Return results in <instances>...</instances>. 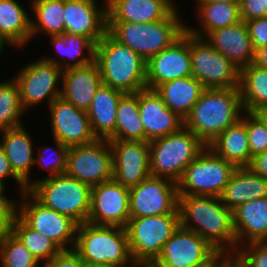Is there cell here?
Listing matches in <instances>:
<instances>
[{
    "instance_id": "obj_1",
    "label": "cell",
    "mask_w": 267,
    "mask_h": 267,
    "mask_svg": "<svg viewBox=\"0 0 267 267\" xmlns=\"http://www.w3.org/2000/svg\"><path fill=\"white\" fill-rule=\"evenodd\" d=\"M180 226L205 238L221 255L237 250L232 211L220 197L178 195Z\"/></svg>"
},
{
    "instance_id": "obj_2",
    "label": "cell",
    "mask_w": 267,
    "mask_h": 267,
    "mask_svg": "<svg viewBox=\"0 0 267 267\" xmlns=\"http://www.w3.org/2000/svg\"><path fill=\"white\" fill-rule=\"evenodd\" d=\"M243 113L239 87L205 88L185 118L184 127L209 146L221 132L238 122Z\"/></svg>"
},
{
    "instance_id": "obj_3",
    "label": "cell",
    "mask_w": 267,
    "mask_h": 267,
    "mask_svg": "<svg viewBox=\"0 0 267 267\" xmlns=\"http://www.w3.org/2000/svg\"><path fill=\"white\" fill-rule=\"evenodd\" d=\"M94 61L98 64L102 84L123 93H136L146 88L147 61L108 32L95 45Z\"/></svg>"
},
{
    "instance_id": "obj_4",
    "label": "cell",
    "mask_w": 267,
    "mask_h": 267,
    "mask_svg": "<svg viewBox=\"0 0 267 267\" xmlns=\"http://www.w3.org/2000/svg\"><path fill=\"white\" fill-rule=\"evenodd\" d=\"M175 8L164 20L150 23L107 22V32L145 61L169 48L186 31V23Z\"/></svg>"
},
{
    "instance_id": "obj_5",
    "label": "cell",
    "mask_w": 267,
    "mask_h": 267,
    "mask_svg": "<svg viewBox=\"0 0 267 267\" xmlns=\"http://www.w3.org/2000/svg\"><path fill=\"white\" fill-rule=\"evenodd\" d=\"M73 250L86 262L136 267L129 251L127 232L123 227L88 222L79 224Z\"/></svg>"
},
{
    "instance_id": "obj_6",
    "label": "cell",
    "mask_w": 267,
    "mask_h": 267,
    "mask_svg": "<svg viewBox=\"0 0 267 267\" xmlns=\"http://www.w3.org/2000/svg\"><path fill=\"white\" fill-rule=\"evenodd\" d=\"M92 187L66 173L32 180L28 190L44 206L66 215L78 224L87 222Z\"/></svg>"
},
{
    "instance_id": "obj_7",
    "label": "cell",
    "mask_w": 267,
    "mask_h": 267,
    "mask_svg": "<svg viewBox=\"0 0 267 267\" xmlns=\"http://www.w3.org/2000/svg\"><path fill=\"white\" fill-rule=\"evenodd\" d=\"M150 175L178 182L185 168L207 147L184 126L175 133L152 140Z\"/></svg>"
},
{
    "instance_id": "obj_8",
    "label": "cell",
    "mask_w": 267,
    "mask_h": 267,
    "mask_svg": "<svg viewBox=\"0 0 267 267\" xmlns=\"http://www.w3.org/2000/svg\"><path fill=\"white\" fill-rule=\"evenodd\" d=\"M179 226L180 214L130 218L125 229L133 262L151 265Z\"/></svg>"
},
{
    "instance_id": "obj_9",
    "label": "cell",
    "mask_w": 267,
    "mask_h": 267,
    "mask_svg": "<svg viewBox=\"0 0 267 267\" xmlns=\"http://www.w3.org/2000/svg\"><path fill=\"white\" fill-rule=\"evenodd\" d=\"M236 167L208 146L185 168L177 182L178 195L220 197Z\"/></svg>"
},
{
    "instance_id": "obj_10",
    "label": "cell",
    "mask_w": 267,
    "mask_h": 267,
    "mask_svg": "<svg viewBox=\"0 0 267 267\" xmlns=\"http://www.w3.org/2000/svg\"><path fill=\"white\" fill-rule=\"evenodd\" d=\"M18 216L32 229L51 239L61 250L73 249L78 223L40 203L28 190L21 193Z\"/></svg>"
},
{
    "instance_id": "obj_11",
    "label": "cell",
    "mask_w": 267,
    "mask_h": 267,
    "mask_svg": "<svg viewBox=\"0 0 267 267\" xmlns=\"http://www.w3.org/2000/svg\"><path fill=\"white\" fill-rule=\"evenodd\" d=\"M18 69L13 78L18 83L20 101L26 112L34 109V106L40 105V103L45 102L49 106L60 97L61 84L59 83L62 81L63 70L59 66L40 56Z\"/></svg>"
},
{
    "instance_id": "obj_12",
    "label": "cell",
    "mask_w": 267,
    "mask_h": 267,
    "mask_svg": "<svg viewBox=\"0 0 267 267\" xmlns=\"http://www.w3.org/2000/svg\"><path fill=\"white\" fill-rule=\"evenodd\" d=\"M220 255L205 238L179 226L151 266L209 267Z\"/></svg>"
},
{
    "instance_id": "obj_13",
    "label": "cell",
    "mask_w": 267,
    "mask_h": 267,
    "mask_svg": "<svg viewBox=\"0 0 267 267\" xmlns=\"http://www.w3.org/2000/svg\"><path fill=\"white\" fill-rule=\"evenodd\" d=\"M192 77L204 88L239 87L240 70L204 38L190 34Z\"/></svg>"
},
{
    "instance_id": "obj_14",
    "label": "cell",
    "mask_w": 267,
    "mask_h": 267,
    "mask_svg": "<svg viewBox=\"0 0 267 267\" xmlns=\"http://www.w3.org/2000/svg\"><path fill=\"white\" fill-rule=\"evenodd\" d=\"M112 149L109 140L69 147L66 174L93 187L112 180Z\"/></svg>"
},
{
    "instance_id": "obj_15",
    "label": "cell",
    "mask_w": 267,
    "mask_h": 267,
    "mask_svg": "<svg viewBox=\"0 0 267 267\" xmlns=\"http://www.w3.org/2000/svg\"><path fill=\"white\" fill-rule=\"evenodd\" d=\"M129 207L130 218L179 214L177 183L150 175L129 188Z\"/></svg>"
},
{
    "instance_id": "obj_16",
    "label": "cell",
    "mask_w": 267,
    "mask_h": 267,
    "mask_svg": "<svg viewBox=\"0 0 267 267\" xmlns=\"http://www.w3.org/2000/svg\"><path fill=\"white\" fill-rule=\"evenodd\" d=\"M129 219V188L113 179L92 187L88 223L125 228Z\"/></svg>"
},
{
    "instance_id": "obj_17",
    "label": "cell",
    "mask_w": 267,
    "mask_h": 267,
    "mask_svg": "<svg viewBox=\"0 0 267 267\" xmlns=\"http://www.w3.org/2000/svg\"><path fill=\"white\" fill-rule=\"evenodd\" d=\"M112 149V179L131 188L150 176L149 141L109 140Z\"/></svg>"
},
{
    "instance_id": "obj_18",
    "label": "cell",
    "mask_w": 267,
    "mask_h": 267,
    "mask_svg": "<svg viewBox=\"0 0 267 267\" xmlns=\"http://www.w3.org/2000/svg\"><path fill=\"white\" fill-rule=\"evenodd\" d=\"M192 76L190 33L185 31L169 48L163 49L146 63V88L178 78Z\"/></svg>"
},
{
    "instance_id": "obj_19",
    "label": "cell",
    "mask_w": 267,
    "mask_h": 267,
    "mask_svg": "<svg viewBox=\"0 0 267 267\" xmlns=\"http://www.w3.org/2000/svg\"><path fill=\"white\" fill-rule=\"evenodd\" d=\"M48 107L52 138L68 147L88 144L96 140L87 111L78 109L61 96Z\"/></svg>"
},
{
    "instance_id": "obj_20",
    "label": "cell",
    "mask_w": 267,
    "mask_h": 267,
    "mask_svg": "<svg viewBox=\"0 0 267 267\" xmlns=\"http://www.w3.org/2000/svg\"><path fill=\"white\" fill-rule=\"evenodd\" d=\"M99 5L96 0H64L65 32L86 36L96 45L107 32V3Z\"/></svg>"
},
{
    "instance_id": "obj_21",
    "label": "cell",
    "mask_w": 267,
    "mask_h": 267,
    "mask_svg": "<svg viewBox=\"0 0 267 267\" xmlns=\"http://www.w3.org/2000/svg\"><path fill=\"white\" fill-rule=\"evenodd\" d=\"M138 104L145 141L150 142L178 132L184 126V120L171 111L153 89L138 91Z\"/></svg>"
},
{
    "instance_id": "obj_22",
    "label": "cell",
    "mask_w": 267,
    "mask_h": 267,
    "mask_svg": "<svg viewBox=\"0 0 267 267\" xmlns=\"http://www.w3.org/2000/svg\"><path fill=\"white\" fill-rule=\"evenodd\" d=\"M204 39L223 54L239 70L249 66L254 59V49L245 22L213 30Z\"/></svg>"
},
{
    "instance_id": "obj_23",
    "label": "cell",
    "mask_w": 267,
    "mask_h": 267,
    "mask_svg": "<svg viewBox=\"0 0 267 267\" xmlns=\"http://www.w3.org/2000/svg\"><path fill=\"white\" fill-rule=\"evenodd\" d=\"M61 97L78 109L87 111L96 90L102 85L98 64H91L63 70Z\"/></svg>"
},
{
    "instance_id": "obj_24",
    "label": "cell",
    "mask_w": 267,
    "mask_h": 267,
    "mask_svg": "<svg viewBox=\"0 0 267 267\" xmlns=\"http://www.w3.org/2000/svg\"><path fill=\"white\" fill-rule=\"evenodd\" d=\"M0 146L4 149L14 173L25 183L26 190L32 187L31 170L34 166L35 145L29 131L20 126L0 131Z\"/></svg>"
},
{
    "instance_id": "obj_25",
    "label": "cell",
    "mask_w": 267,
    "mask_h": 267,
    "mask_svg": "<svg viewBox=\"0 0 267 267\" xmlns=\"http://www.w3.org/2000/svg\"><path fill=\"white\" fill-rule=\"evenodd\" d=\"M175 8L169 0H110L107 3V22L161 21Z\"/></svg>"
},
{
    "instance_id": "obj_26",
    "label": "cell",
    "mask_w": 267,
    "mask_h": 267,
    "mask_svg": "<svg viewBox=\"0 0 267 267\" xmlns=\"http://www.w3.org/2000/svg\"><path fill=\"white\" fill-rule=\"evenodd\" d=\"M237 248L267 241V197L252 199L232 211Z\"/></svg>"
},
{
    "instance_id": "obj_27",
    "label": "cell",
    "mask_w": 267,
    "mask_h": 267,
    "mask_svg": "<svg viewBox=\"0 0 267 267\" xmlns=\"http://www.w3.org/2000/svg\"><path fill=\"white\" fill-rule=\"evenodd\" d=\"M124 94L122 91L104 84L96 90L87 110L91 129L96 139L114 140L117 106Z\"/></svg>"
},
{
    "instance_id": "obj_28",
    "label": "cell",
    "mask_w": 267,
    "mask_h": 267,
    "mask_svg": "<svg viewBox=\"0 0 267 267\" xmlns=\"http://www.w3.org/2000/svg\"><path fill=\"white\" fill-rule=\"evenodd\" d=\"M56 51V57L43 55L42 58L54 63L62 70L91 64L95 56V44L86 36L65 32L63 35L48 36ZM58 54V55H57ZM64 57L66 59H64ZM66 61V62H65Z\"/></svg>"
},
{
    "instance_id": "obj_29",
    "label": "cell",
    "mask_w": 267,
    "mask_h": 267,
    "mask_svg": "<svg viewBox=\"0 0 267 267\" xmlns=\"http://www.w3.org/2000/svg\"><path fill=\"white\" fill-rule=\"evenodd\" d=\"M267 197V180L256 175L249 167H236L220 199L233 211L252 199Z\"/></svg>"
},
{
    "instance_id": "obj_30",
    "label": "cell",
    "mask_w": 267,
    "mask_h": 267,
    "mask_svg": "<svg viewBox=\"0 0 267 267\" xmlns=\"http://www.w3.org/2000/svg\"><path fill=\"white\" fill-rule=\"evenodd\" d=\"M208 147L235 167H248L252 158L248 145L246 112L238 122L221 132Z\"/></svg>"
},
{
    "instance_id": "obj_31",
    "label": "cell",
    "mask_w": 267,
    "mask_h": 267,
    "mask_svg": "<svg viewBox=\"0 0 267 267\" xmlns=\"http://www.w3.org/2000/svg\"><path fill=\"white\" fill-rule=\"evenodd\" d=\"M204 89L201 82L189 76L165 82L155 91L171 111L185 120Z\"/></svg>"
},
{
    "instance_id": "obj_32",
    "label": "cell",
    "mask_w": 267,
    "mask_h": 267,
    "mask_svg": "<svg viewBox=\"0 0 267 267\" xmlns=\"http://www.w3.org/2000/svg\"><path fill=\"white\" fill-rule=\"evenodd\" d=\"M195 7L199 27L186 24V31L196 37L204 38L213 30L232 26L242 21L239 5L215 2L196 3Z\"/></svg>"
},
{
    "instance_id": "obj_33",
    "label": "cell",
    "mask_w": 267,
    "mask_h": 267,
    "mask_svg": "<svg viewBox=\"0 0 267 267\" xmlns=\"http://www.w3.org/2000/svg\"><path fill=\"white\" fill-rule=\"evenodd\" d=\"M25 9L18 0H0V34L20 49L31 41V16Z\"/></svg>"
},
{
    "instance_id": "obj_34",
    "label": "cell",
    "mask_w": 267,
    "mask_h": 267,
    "mask_svg": "<svg viewBox=\"0 0 267 267\" xmlns=\"http://www.w3.org/2000/svg\"><path fill=\"white\" fill-rule=\"evenodd\" d=\"M239 89L244 112H267V69L253 63L241 69Z\"/></svg>"
},
{
    "instance_id": "obj_35",
    "label": "cell",
    "mask_w": 267,
    "mask_h": 267,
    "mask_svg": "<svg viewBox=\"0 0 267 267\" xmlns=\"http://www.w3.org/2000/svg\"><path fill=\"white\" fill-rule=\"evenodd\" d=\"M29 4L31 41L39 33H46V36L65 33L64 0H34Z\"/></svg>"
},
{
    "instance_id": "obj_36",
    "label": "cell",
    "mask_w": 267,
    "mask_h": 267,
    "mask_svg": "<svg viewBox=\"0 0 267 267\" xmlns=\"http://www.w3.org/2000/svg\"><path fill=\"white\" fill-rule=\"evenodd\" d=\"M114 140L145 141V131L139 114L138 92L125 93L120 98Z\"/></svg>"
},
{
    "instance_id": "obj_37",
    "label": "cell",
    "mask_w": 267,
    "mask_h": 267,
    "mask_svg": "<svg viewBox=\"0 0 267 267\" xmlns=\"http://www.w3.org/2000/svg\"><path fill=\"white\" fill-rule=\"evenodd\" d=\"M12 233L42 265L62 251L51 239L29 227L18 215L13 222Z\"/></svg>"
},
{
    "instance_id": "obj_38",
    "label": "cell",
    "mask_w": 267,
    "mask_h": 267,
    "mask_svg": "<svg viewBox=\"0 0 267 267\" xmlns=\"http://www.w3.org/2000/svg\"><path fill=\"white\" fill-rule=\"evenodd\" d=\"M24 114L27 113L22 107L16 80H0V131L23 126Z\"/></svg>"
},
{
    "instance_id": "obj_39",
    "label": "cell",
    "mask_w": 267,
    "mask_h": 267,
    "mask_svg": "<svg viewBox=\"0 0 267 267\" xmlns=\"http://www.w3.org/2000/svg\"><path fill=\"white\" fill-rule=\"evenodd\" d=\"M0 265L2 267H43L13 233L0 244Z\"/></svg>"
},
{
    "instance_id": "obj_40",
    "label": "cell",
    "mask_w": 267,
    "mask_h": 267,
    "mask_svg": "<svg viewBox=\"0 0 267 267\" xmlns=\"http://www.w3.org/2000/svg\"><path fill=\"white\" fill-rule=\"evenodd\" d=\"M53 141L55 143L54 147L44 145L43 148L37 150V156L35 155L34 165H38L40 169L43 168V170L49 172L47 176L42 179L52 178L56 175L63 174L67 169V153L69 147L62 144L57 139L53 138Z\"/></svg>"
},
{
    "instance_id": "obj_41",
    "label": "cell",
    "mask_w": 267,
    "mask_h": 267,
    "mask_svg": "<svg viewBox=\"0 0 267 267\" xmlns=\"http://www.w3.org/2000/svg\"><path fill=\"white\" fill-rule=\"evenodd\" d=\"M246 129L251 158L267 150V112H246Z\"/></svg>"
},
{
    "instance_id": "obj_42",
    "label": "cell",
    "mask_w": 267,
    "mask_h": 267,
    "mask_svg": "<svg viewBox=\"0 0 267 267\" xmlns=\"http://www.w3.org/2000/svg\"><path fill=\"white\" fill-rule=\"evenodd\" d=\"M234 255L246 267H267V241L244 244Z\"/></svg>"
},
{
    "instance_id": "obj_43",
    "label": "cell",
    "mask_w": 267,
    "mask_h": 267,
    "mask_svg": "<svg viewBox=\"0 0 267 267\" xmlns=\"http://www.w3.org/2000/svg\"><path fill=\"white\" fill-rule=\"evenodd\" d=\"M18 201L0 196V244L12 233L13 222L18 215Z\"/></svg>"
},
{
    "instance_id": "obj_44",
    "label": "cell",
    "mask_w": 267,
    "mask_h": 267,
    "mask_svg": "<svg viewBox=\"0 0 267 267\" xmlns=\"http://www.w3.org/2000/svg\"><path fill=\"white\" fill-rule=\"evenodd\" d=\"M252 47L255 50L267 45V17H260L245 22Z\"/></svg>"
},
{
    "instance_id": "obj_45",
    "label": "cell",
    "mask_w": 267,
    "mask_h": 267,
    "mask_svg": "<svg viewBox=\"0 0 267 267\" xmlns=\"http://www.w3.org/2000/svg\"><path fill=\"white\" fill-rule=\"evenodd\" d=\"M239 8L243 22L254 18L267 17L266 0H240Z\"/></svg>"
},
{
    "instance_id": "obj_46",
    "label": "cell",
    "mask_w": 267,
    "mask_h": 267,
    "mask_svg": "<svg viewBox=\"0 0 267 267\" xmlns=\"http://www.w3.org/2000/svg\"><path fill=\"white\" fill-rule=\"evenodd\" d=\"M83 260L73 250H62L58 255L49 260L43 267H82Z\"/></svg>"
},
{
    "instance_id": "obj_47",
    "label": "cell",
    "mask_w": 267,
    "mask_h": 267,
    "mask_svg": "<svg viewBox=\"0 0 267 267\" xmlns=\"http://www.w3.org/2000/svg\"><path fill=\"white\" fill-rule=\"evenodd\" d=\"M7 178H11L15 180V182L19 186V193H23L26 191L25 183L14 173L9 160L6 157L4 149L0 146V181L7 187L6 181Z\"/></svg>"
},
{
    "instance_id": "obj_48",
    "label": "cell",
    "mask_w": 267,
    "mask_h": 267,
    "mask_svg": "<svg viewBox=\"0 0 267 267\" xmlns=\"http://www.w3.org/2000/svg\"><path fill=\"white\" fill-rule=\"evenodd\" d=\"M248 167L267 180V150L253 157Z\"/></svg>"
},
{
    "instance_id": "obj_49",
    "label": "cell",
    "mask_w": 267,
    "mask_h": 267,
    "mask_svg": "<svg viewBox=\"0 0 267 267\" xmlns=\"http://www.w3.org/2000/svg\"><path fill=\"white\" fill-rule=\"evenodd\" d=\"M252 63L267 69V45L255 50Z\"/></svg>"
},
{
    "instance_id": "obj_50",
    "label": "cell",
    "mask_w": 267,
    "mask_h": 267,
    "mask_svg": "<svg viewBox=\"0 0 267 267\" xmlns=\"http://www.w3.org/2000/svg\"><path fill=\"white\" fill-rule=\"evenodd\" d=\"M224 267H246L234 254L224 255Z\"/></svg>"
},
{
    "instance_id": "obj_51",
    "label": "cell",
    "mask_w": 267,
    "mask_h": 267,
    "mask_svg": "<svg viewBox=\"0 0 267 267\" xmlns=\"http://www.w3.org/2000/svg\"><path fill=\"white\" fill-rule=\"evenodd\" d=\"M228 3V4H235L240 5V0H195V3Z\"/></svg>"
},
{
    "instance_id": "obj_52",
    "label": "cell",
    "mask_w": 267,
    "mask_h": 267,
    "mask_svg": "<svg viewBox=\"0 0 267 267\" xmlns=\"http://www.w3.org/2000/svg\"><path fill=\"white\" fill-rule=\"evenodd\" d=\"M11 46V47H14L13 44L7 40L2 34H0V54L3 53V51L5 50V47L6 46ZM1 56V55H0Z\"/></svg>"
},
{
    "instance_id": "obj_53",
    "label": "cell",
    "mask_w": 267,
    "mask_h": 267,
    "mask_svg": "<svg viewBox=\"0 0 267 267\" xmlns=\"http://www.w3.org/2000/svg\"><path fill=\"white\" fill-rule=\"evenodd\" d=\"M82 267H117V266H114L111 264L92 263V262L83 261Z\"/></svg>"
},
{
    "instance_id": "obj_54",
    "label": "cell",
    "mask_w": 267,
    "mask_h": 267,
    "mask_svg": "<svg viewBox=\"0 0 267 267\" xmlns=\"http://www.w3.org/2000/svg\"><path fill=\"white\" fill-rule=\"evenodd\" d=\"M209 267H224V255H220V257Z\"/></svg>"
},
{
    "instance_id": "obj_55",
    "label": "cell",
    "mask_w": 267,
    "mask_h": 267,
    "mask_svg": "<svg viewBox=\"0 0 267 267\" xmlns=\"http://www.w3.org/2000/svg\"><path fill=\"white\" fill-rule=\"evenodd\" d=\"M6 186L0 181V196H6L4 193L6 192Z\"/></svg>"
},
{
    "instance_id": "obj_56",
    "label": "cell",
    "mask_w": 267,
    "mask_h": 267,
    "mask_svg": "<svg viewBox=\"0 0 267 267\" xmlns=\"http://www.w3.org/2000/svg\"><path fill=\"white\" fill-rule=\"evenodd\" d=\"M176 8L178 7L175 3H176V1L174 0H169ZM193 2H194V0H193Z\"/></svg>"
},
{
    "instance_id": "obj_57",
    "label": "cell",
    "mask_w": 267,
    "mask_h": 267,
    "mask_svg": "<svg viewBox=\"0 0 267 267\" xmlns=\"http://www.w3.org/2000/svg\"><path fill=\"white\" fill-rule=\"evenodd\" d=\"M136 267H152L151 265H136Z\"/></svg>"
}]
</instances>
